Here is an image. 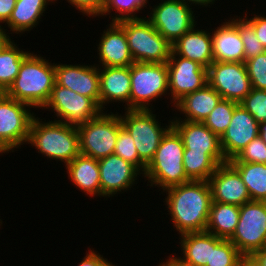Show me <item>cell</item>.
Here are the masks:
<instances>
[{"label": "cell", "mask_w": 266, "mask_h": 266, "mask_svg": "<svg viewBox=\"0 0 266 266\" xmlns=\"http://www.w3.org/2000/svg\"><path fill=\"white\" fill-rule=\"evenodd\" d=\"M163 192L167 195L163 201L167 205V214L179 236L206 231L212 203L208 181L190 180Z\"/></svg>", "instance_id": "obj_1"}, {"label": "cell", "mask_w": 266, "mask_h": 266, "mask_svg": "<svg viewBox=\"0 0 266 266\" xmlns=\"http://www.w3.org/2000/svg\"><path fill=\"white\" fill-rule=\"evenodd\" d=\"M55 84V63L31 52L22 62L18 75L5 94L32 108H43Z\"/></svg>", "instance_id": "obj_2"}, {"label": "cell", "mask_w": 266, "mask_h": 266, "mask_svg": "<svg viewBox=\"0 0 266 266\" xmlns=\"http://www.w3.org/2000/svg\"><path fill=\"white\" fill-rule=\"evenodd\" d=\"M33 117L27 144L35 147L39 154L65 165L80 154L79 134L75 125L48 121Z\"/></svg>", "instance_id": "obj_3"}, {"label": "cell", "mask_w": 266, "mask_h": 266, "mask_svg": "<svg viewBox=\"0 0 266 266\" xmlns=\"http://www.w3.org/2000/svg\"><path fill=\"white\" fill-rule=\"evenodd\" d=\"M184 145L178 132L171 127L163 136L153 159L146 166L143 176L147 186L164 191L170 187L190 181L183 167Z\"/></svg>", "instance_id": "obj_4"}, {"label": "cell", "mask_w": 266, "mask_h": 266, "mask_svg": "<svg viewBox=\"0 0 266 266\" xmlns=\"http://www.w3.org/2000/svg\"><path fill=\"white\" fill-rule=\"evenodd\" d=\"M130 77V110H152L151 102L169 95L167 63L134 62Z\"/></svg>", "instance_id": "obj_5"}, {"label": "cell", "mask_w": 266, "mask_h": 266, "mask_svg": "<svg viewBox=\"0 0 266 266\" xmlns=\"http://www.w3.org/2000/svg\"><path fill=\"white\" fill-rule=\"evenodd\" d=\"M125 31L134 62L166 63L172 51L170 44L145 18L117 22Z\"/></svg>", "instance_id": "obj_6"}, {"label": "cell", "mask_w": 266, "mask_h": 266, "mask_svg": "<svg viewBox=\"0 0 266 266\" xmlns=\"http://www.w3.org/2000/svg\"><path fill=\"white\" fill-rule=\"evenodd\" d=\"M77 127L80 153L101 159L114 153L119 130L123 127L120 115L105 110L94 119Z\"/></svg>", "instance_id": "obj_7"}, {"label": "cell", "mask_w": 266, "mask_h": 266, "mask_svg": "<svg viewBox=\"0 0 266 266\" xmlns=\"http://www.w3.org/2000/svg\"><path fill=\"white\" fill-rule=\"evenodd\" d=\"M120 119L122 126L131 134L139 159L147 166L166 132L172 127V119L161 126L154 110H125Z\"/></svg>", "instance_id": "obj_8"}, {"label": "cell", "mask_w": 266, "mask_h": 266, "mask_svg": "<svg viewBox=\"0 0 266 266\" xmlns=\"http://www.w3.org/2000/svg\"><path fill=\"white\" fill-rule=\"evenodd\" d=\"M30 105L0 95V154H7L27 144L34 112Z\"/></svg>", "instance_id": "obj_9"}, {"label": "cell", "mask_w": 266, "mask_h": 266, "mask_svg": "<svg viewBox=\"0 0 266 266\" xmlns=\"http://www.w3.org/2000/svg\"><path fill=\"white\" fill-rule=\"evenodd\" d=\"M248 259L266 247V202L249 201L240 206L239 221L229 239Z\"/></svg>", "instance_id": "obj_10"}, {"label": "cell", "mask_w": 266, "mask_h": 266, "mask_svg": "<svg viewBox=\"0 0 266 266\" xmlns=\"http://www.w3.org/2000/svg\"><path fill=\"white\" fill-rule=\"evenodd\" d=\"M152 7L146 19L170 44L198 25L195 11L182 0H161Z\"/></svg>", "instance_id": "obj_11"}, {"label": "cell", "mask_w": 266, "mask_h": 266, "mask_svg": "<svg viewBox=\"0 0 266 266\" xmlns=\"http://www.w3.org/2000/svg\"><path fill=\"white\" fill-rule=\"evenodd\" d=\"M42 109L54 111V116L57 117L54 121L75 126L96 118L102 112L100 107L91 98L82 96L56 83L48 102Z\"/></svg>", "instance_id": "obj_12"}, {"label": "cell", "mask_w": 266, "mask_h": 266, "mask_svg": "<svg viewBox=\"0 0 266 266\" xmlns=\"http://www.w3.org/2000/svg\"><path fill=\"white\" fill-rule=\"evenodd\" d=\"M208 84L223 99L240 103L251 91V81L245 62L214 61L207 68Z\"/></svg>", "instance_id": "obj_13"}, {"label": "cell", "mask_w": 266, "mask_h": 266, "mask_svg": "<svg viewBox=\"0 0 266 266\" xmlns=\"http://www.w3.org/2000/svg\"><path fill=\"white\" fill-rule=\"evenodd\" d=\"M166 63L171 104L174 105L186 94L195 92L208 84L207 68L198 62L175 55L171 51Z\"/></svg>", "instance_id": "obj_14"}, {"label": "cell", "mask_w": 266, "mask_h": 266, "mask_svg": "<svg viewBox=\"0 0 266 266\" xmlns=\"http://www.w3.org/2000/svg\"><path fill=\"white\" fill-rule=\"evenodd\" d=\"M98 166L101 197L107 199L120 192L123 193L122 191L125 193L126 190H131V187L137 184V178L143 175L135 165L114 153L99 159Z\"/></svg>", "instance_id": "obj_15"}, {"label": "cell", "mask_w": 266, "mask_h": 266, "mask_svg": "<svg viewBox=\"0 0 266 266\" xmlns=\"http://www.w3.org/2000/svg\"><path fill=\"white\" fill-rule=\"evenodd\" d=\"M55 83L91 98L98 106L100 99L99 67L93 65L55 64Z\"/></svg>", "instance_id": "obj_16"}, {"label": "cell", "mask_w": 266, "mask_h": 266, "mask_svg": "<svg viewBox=\"0 0 266 266\" xmlns=\"http://www.w3.org/2000/svg\"><path fill=\"white\" fill-rule=\"evenodd\" d=\"M260 124L239 103L230 121V125L220 137L221 148L227 161L235 158L250 141L259 136Z\"/></svg>", "instance_id": "obj_17"}, {"label": "cell", "mask_w": 266, "mask_h": 266, "mask_svg": "<svg viewBox=\"0 0 266 266\" xmlns=\"http://www.w3.org/2000/svg\"><path fill=\"white\" fill-rule=\"evenodd\" d=\"M208 183L212 202L241 206L251 201L239 172L229 162L218 165Z\"/></svg>", "instance_id": "obj_18"}, {"label": "cell", "mask_w": 266, "mask_h": 266, "mask_svg": "<svg viewBox=\"0 0 266 266\" xmlns=\"http://www.w3.org/2000/svg\"><path fill=\"white\" fill-rule=\"evenodd\" d=\"M97 52L98 67H126L134 63L125 31L117 22H110L103 31Z\"/></svg>", "instance_id": "obj_19"}, {"label": "cell", "mask_w": 266, "mask_h": 266, "mask_svg": "<svg viewBox=\"0 0 266 266\" xmlns=\"http://www.w3.org/2000/svg\"><path fill=\"white\" fill-rule=\"evenodd\" d=\"M100 99L99 107L104 112L105 106L113 102L125 103V110H130L131 77L130 66L99 67ZM120 101V102H119ZM106 104V105H105Z\"/></svg>", "instance_id": "obj_20"}, {"label": "cell", "mask_w": 266, "mask_h": 266, "mask_svg": "<svg viewBox=\"0 0 266 266\" xmlns=\"http://www.w3.org/2000/svg\"><path fill=\"white\" fill-rule=\"evenodd\" d=\"M227 21L211 32L214 61L245 62L243 42L238 31V16Z\"/></svg>", "instance_id": "obj_21"}, {"label": "cell", "mask_w": 266, "mask_h": 266, "mask_svg": "<svg viewBox=\"0 0 266 266\" xmlns=\"http://www.w3.org/2000/svg\"><path fill=\"white\" fill-rule=\"evenodd\" d=\"M195 27L197 26H193L172 44V52L208 68L214 62L212 35L211 32Z\"/></svg>", "instance_id": "obj_22"}, {"label": "cell", "mask_w": 266, "mask_h": 266, "mask_svg": "<svg viewBox=\"0 0 266 266\" xmlns=\"http://www.w3.org/2000/svg\"><path fill=\"white\" fill-rule=\"evenodd\" d=\"M172 127L182 138L184 149L197 153H223L220 137L203 122L172 120Z\"/></svg>", "instance_id": "obj_23"}, {"label": "cell", "mask_w": 266, "mask_h": 266, "mask_svg": "<svg viewBox=\"0 0 266 266\" xmlns=\"http://www.w3.org/2000/svg\"><path fill=\"white\" fill-rule=\"evenodd\" d=\"M222 99L216 90L206 84L203 88L186 94L174 104V110L185 116L172 117V120L203 122Z\"/></svg>", "instance_id": "obj_24"}, {"label": "cell", "mask_w": 266, "mask_h": 266, "mask_svg": "<svg viewBox=\"0 0 266 266\" xmlns=\"http://www.w3.org/2000/svg\"><path fill=\"white\" fill-rule=\"evenodd\" d=\"M68 179L78 187L82 193L89 196L100 197V170L98 160L79 154L71 162L65 165Z\"/></svg>", "instance_id": "obj_25"}, {"label": "cell", "mask_w": 266, "mask_h": 266, "mask_svg": "<svg viewBox=\"0 0 266 266\" xmlns=\"http://www.w3.org/2000/svg\"><path fill=\"white\" fill-rule=\"evenodd\" d=\"M53 0H17L9 21L6 23L13 35L28 33L36 27L44 16L47 5ZM44 13V14H43ZM28 31V32H27Z\"/></svg>", "instance_id": "obj_26"}, {"label": "cell", "mask_w": 266, "mask_h": 266, "mask_svg": "<svg viewBox=\"0 0 266 266\" xmlns=\"http://www.w3.org/2000/svg\"><path fill=\"white\" fill-rule=\"evenodd\" d=\"M240 206L212 202L206 232L221 239L229 240L239 221Z\"/></svg>", "instance_id": "obj_27"}, {"label": "cell", "mask_w": 266, "mask_h": 266, "mask_svg": "<svg viewBox=\"0 0 266 266\" xmlns=\"http://www.w3.org/2000/svg\"><path fill=\"white\" fill-rule=\"evenodd\" d=\"M181 237V238H180ZM182 256H178L184 263L191 266H206L210 264L211 233L195 232L179 236Z\"/></svg>", "instance_id": "obj_28"}, {"label": "cell", "mask_w": 266, "mask_h": 266, "mask_svg": "<svg viewBox=\"0 0 266 266\" xmlns=\"http://www.w3.org/2000/svg\"><path fill=\"white\" fill-rule=\"evenodd\" d=\"M225 162L228 161L223 153H197L184 149L183 167L190 180L208 181L217 166Z\"/></svg>", "instance_id": "obj_29"}, {"label": "cell", "mask_w": 266, "mask_h": 266, "mask_svg": "<svg viewBox=\"0 0 266 266\" xmlns=\"http://www.w3.org/2000/svg\"><path fill=\"white\" fill-rule=\"evenodd\" d=\"M240 174L252 201L266 202V164L229 162Z\"/></svg>", "instance_id": "obj_30"}, {"label": "cell", "mask_w": 266, "mask_h": 266, "mask_svg": "<svg viewBox=\"0 0 266 266\" xmlns=\"http://www.w3.org/2000/svg\"><path fill=\"white\" fill-rule=\"evenodd\" d=\"M11 40L0 52V91L5 93L18 75L23 60L31 53Z\"/></svg>", "instance_id": "obj_31"}, {"label": "cell", "mask_w": 266, "mask_h": 266, "mask_svg": "<svg viewBox=\"0 0 266 266\" xmlns=\"http://www.w3.org/2000/svg\"><path fill=\"white\" fill-rule=\"evenodd\" d=\"M246 261L230 240L211 234L210 264L206 266H246Z\"/></svg>", "instance_id": "obj_32"}, {"label": "cell", "mask_w": 266, "mask_h": 266, "mask_svg": "<svg viewBox=\"0 0 266 266\" xmlns=\"http://www.w3.org/2000/svg\"><path fill=\"white\" fill-rule=\"evenodd\" d=\"M147 4H149L148 0H105V6L99 18L109 15V18L112 19L111 22L142 19L145 17H139L137 14L147 7ZM114 10L116 11L114 15L110 14Z\"/></svg>", "instance_id": "obj_33"}, {"label": "cell", "mask_w": 266, "mask_h": 266, "mask_svg": "<svg viewBox=\"0 0 266 266\" xmlns=\"http://www.w3.org/2000/svg\"><path fill=\"white\" fill-rule=\"evenodd\" d=\"M239 103L222 99L203 121L214 134L221 137L230 125L234 109Z\"/></svg>", "instance_id": "obj_34"}, {"label": "cell", "mask_w": 266, "mask_h": 266, "mask_svg": "<svg viewBox=\"0 0 266 266\" xmlns=\"http://www.w3.org/2000/svg\"><path fill=\"white\" fill-rule=\"evenodd\" d=\"M114 154L135 165L144 174L146 165L139 159L134 139L124 127L118 132Z\"/></svg>", "instance_id": "obj_35"}, {"label": "cell", "mask_w": 266, "mask_h": 266, "mask_svg": "<svg viewBox=\"0 0 266 266\" xmlns=\"http://www.w3.org/2000/svg\"><path fill=\"white\" fill-rule=\"evenodd\" d=\"M238 17V31L243 42L246 61L264 53L266 48L258 40L253 26L244 17L242 18L240 15Z\"/></svg>", "instance_id": "obj_36"}, {"label": "cell", "mask_w": 266, "mask_h": 266, "mask_svg": "<svg viewBox=\"0 0 266 266\" xmlns=\"http://www.w3.org/2000/svg\"><path fill=\"white\" fill-rule=\"evenodd\" d=\"M240 104L254 117L258 124L266 123V90L252 87Z\"/></svg>", "instance_id": "obj_37"}, {"label": "cell", "mask_w": 266, "mask_h": 266, "mask_svg": "<svg viewBox=\"0 0 266 266\" xmlns=\"http://www.w3.org/2000/svg\"><path fill=\"white\" fill-rule=\"evenodd\" d=\"M228 162L266 164V143L258 136L248 143L240 153Z\"/></svg>", "instance_id": "obj_38"}, {"label": "cell", "mask_w": 266, "mask_h": 266, "mask_svg": "<svg viewBox=\"0 0 266 266\" xmlns=\"http://www.w3.org/2000/svg\"><path fill=\"white\" fill-rule=\"evenodd\" d=\"M251 86L266 90V51L256 57L245 61Z\"/></svg>", "instance_id": "obj_39"}, {"label": "cell", "mask_w": 266, "mask_h": 266, "mask_svg": "<svg viewBox=\"0 0 266 266\" xmlns=\"http://www.w3.org/2000/svg\"><path fill=\"white\" fill-rule=\"evenodd\" d=\"M58 0H55L56 2ZM75 7L76 10L88 16L89 18L99 17L105 6V0H66Z\"/></svg>", "instance_id": "obj_40"}, {"label": "cell", "mask_w": 266, "mask_h": 266, "mask_svg": "<svg viewBox=\"0 0 266 266\" xmlns=\"http://www.w3.org/2000/svg\"><path fill=\"white\" fill-rule=\"evenodd\" d=\"M254 14L252 13L253 17L248 19L249 16H247V13H244L245 16L243 15V17L253 26L258 40L266 48V17L255 12Z\"/></svg>", "instance_id": "obj_41"}, {"label": "cell", "mask_w": 266, "mask_h": 266, "mask_svg": "<svg viewBox=\"0 0 266 266\" xmlns=\"http://www.w3.org/2000/svg\"><path fill=\"white\" fill-rule=\"evenodd\" d=\"M91 249L92 248H89L86 253V256L83 257V259L77 266H117L112 262L108 261L98 251Z\"/></svg>", "instance_id": "obj_42"}, {"label": "cell", "mask_w": 266, "mask_h": 266, "mask_svg": "<svg viewBox=\"0 0 266 266\" xmlns=\"http://www.w3.org/2000/svg\"><path fill=\"white\" fill-rule=\"evenodd\" d=\"M17 0H0V24L6 23L9 21L11 17L12 11L15 7Z\"/></svg>", "instance_id": "obj_43"}, {"label": "cell", "mask_w": 266, "mask_h": 266, "mask_svg": "<svg viewBox=\"0 0 266 266\" xmlns=\"http://www.w3.org/2000/svg\"><path fill=\"white\" fill-rule=\"evenodd\" d=\"M246 266H266V247L255 251L247 259Z\"/></svg>", "instance_id": "obj_44"}, {"label": "cell", "mask_w": 266, "mask_h": 266, "mask_svg": "<svg viewBox=\"0 0 266 266\" xmlns=\"http://www.w3.org/2000/svg\"><path fill=\"white\" fill-rule=\"evenodd\" d=\"M172 254L171 256H168V259H166V262L162 261L157 266H191L186 263H184L180 258H178V255Z\"/></svg>", "instance_id": "obj_45"}, {"label": "cell", "mask_w": 266, "mask_h": 266, "mask_svg": "<svg viewBox=\"0 0 266 266\" xmlns=\"http://www.w3.org/2000/svg\"><path fill=\"white\" fill-rule=\"evenodd\" d=\"M4 27H2L0 25V52L2 51V49L11 41L10 37V33L9 31L6 32L7 29H4Z\"/></svg>", "instance_id": "obj_46"}, {"label": "cell", "mask_w": 266, "mask_h": 266, "mask_svg": "<svg viewBox=\"0 0 266 266\" xmlns=\"http://www.w3.org/2000/svg\"><path fill=\"white\" fill-rule=\"evenodd\" d=\"M183 2H185V3H187L190 7L191 6H194V4H195V6H202V7H208V6H210L209 4H211V5H213V4H215V0H182ZM193 4V5H192Z\"/></svg>", "instance_id": "obj_47"}, {"label": "cell", "mask_w": 266, "mask_h": 266, "mask_svg": "<svg viewBox=\"0 0 266 266\" xmlns=\"http://www.w3.org/2000/svg\"><path fill=\"white\" fill-rule=\"evenodd\" d=\"M259 137L266 143V123L260 124Z\"/></svg>", "instance_id": "obj_48"}, {"label": "cell", "mask_w": 266, "mask_h": 266, "mask_svg": "<svg viewBox=\"0 0 266 266\" xmlns=\"http://www.w3.org/2000/svg\"><path fill=\"white\" fill-rule=\"evenodd\" d=\"M3 221L0 219V226H2ZM1 228V227H0Z\"/></svg>", "instance_id": "obj_49"}]
</instances>
